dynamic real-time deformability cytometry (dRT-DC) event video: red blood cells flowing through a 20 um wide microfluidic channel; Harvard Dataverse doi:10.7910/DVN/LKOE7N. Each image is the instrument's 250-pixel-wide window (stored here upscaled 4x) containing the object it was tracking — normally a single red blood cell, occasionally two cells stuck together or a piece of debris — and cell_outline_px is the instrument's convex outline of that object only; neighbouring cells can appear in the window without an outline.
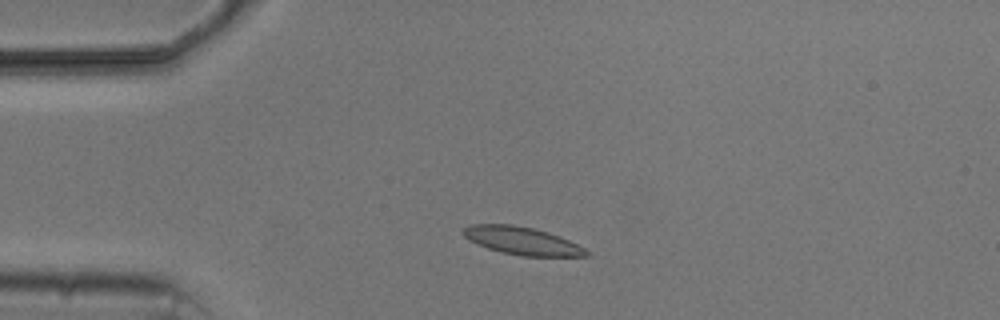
{"species": "common noctule bat (a hibernating species)", "species_latin": "Nyctalus noctula", "temperature_condition": "cold", "stored_images_in_passage": 3, "camera_frame_rate_fps": 3000, "um_per_image_px": 0.085, "animal": {"sex": "male", "body_mass_g": 20.5, "forearm_length_mm": 52.5}, "frame": {"image": 1, "passage_image": 2, "time_ms": 1.333, "image_size_px": [1000, 320], "cell_outline_px": [[588, 256], [524, 256], [504, 252], [488, 248], [464, 236], [460, 232], [464, 228], [472, 224], [512, 224], [532, 228], [548, 232], [560, 236], [584, 248], [588, 252]], "centroid_in_image_um": [44.38, 20.45], "position_along_channel_um": 40.6, "area_um2": 19.54}}